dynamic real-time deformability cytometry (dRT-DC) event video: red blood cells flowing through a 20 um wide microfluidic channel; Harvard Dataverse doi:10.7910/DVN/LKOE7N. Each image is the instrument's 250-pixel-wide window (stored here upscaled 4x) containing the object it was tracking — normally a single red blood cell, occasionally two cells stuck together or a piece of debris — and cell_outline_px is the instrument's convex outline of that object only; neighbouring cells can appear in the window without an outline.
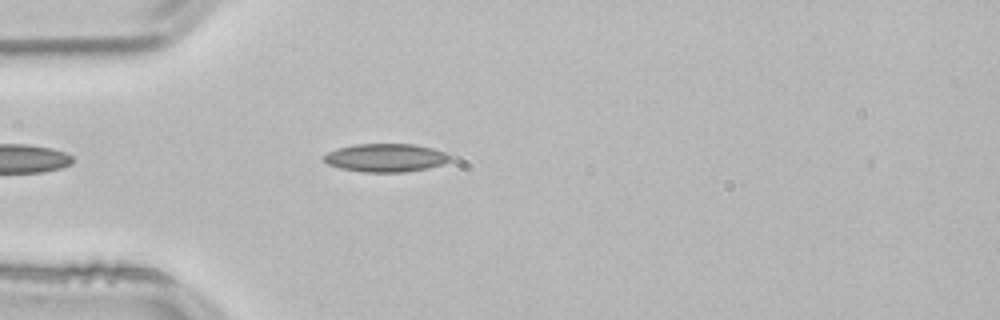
{"species": "common noctule bat (a hibernating species)", "species_latin": "Nyctalus noctula", "temperature_condition": "room temperature", "stored_images_in_passage": 18, "camera_frame_rate_fps": 3000, "um_per_image_px": 0.085, "animal": {"sex": "male", "body_mass_g": 21.5, "forearm_length_mm": 52.0}, "frame": {"image": 1, "passage_image": 1, "time_ms": 0.0, "image_size_px": [1000, 320], "cell_outline_px": [[452, 160], [428, 168], [404, 172], [364, 172], [340, 168], [328, 164], [320, 156], [328, 152], [340, 148], [356, 144], [416, 144], [432, 148], [444, 152], [452, 156]], "centroid_in_image_um": [32.79, 13.41], "position_along_channel_um": 52.2, "area_um2": 20.75}}